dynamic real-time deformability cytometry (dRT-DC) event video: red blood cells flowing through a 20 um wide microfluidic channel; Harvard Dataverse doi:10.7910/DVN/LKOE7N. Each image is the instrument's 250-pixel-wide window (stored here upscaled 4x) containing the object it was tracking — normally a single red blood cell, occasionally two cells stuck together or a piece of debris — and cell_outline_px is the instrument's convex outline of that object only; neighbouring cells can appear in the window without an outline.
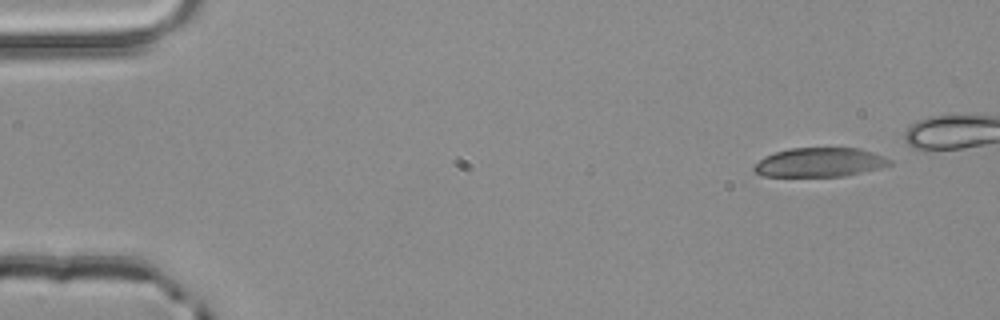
{"species": "common noctule bat (a hibernating species)", "species_latin": "Nyctalus noctula", "temperature_condition": "room temperature", "stored_images_in_passage": 4, "camera_frame_rate_fps": 3000, "um_per_image_px": 0.085, "animal": {"sex": "male", "body_mass_g": 20.4}, "frame": {"image": 1, "passage_image": 1, "time_ms": 0.0, "image_size_px": [1000, 320], "cell_outline_px": [[892, 164], [880, 168], [844, 176], [764, 176], [756, 172], [752, 168], [764, 156], [776, 152], [792, 148], [860, 148], [884, 156], [892, 160]], "centroid_in_image_um": [69.7, 13.79], "position_along_channel_um": 15.3, "area_um2": 22.89}}